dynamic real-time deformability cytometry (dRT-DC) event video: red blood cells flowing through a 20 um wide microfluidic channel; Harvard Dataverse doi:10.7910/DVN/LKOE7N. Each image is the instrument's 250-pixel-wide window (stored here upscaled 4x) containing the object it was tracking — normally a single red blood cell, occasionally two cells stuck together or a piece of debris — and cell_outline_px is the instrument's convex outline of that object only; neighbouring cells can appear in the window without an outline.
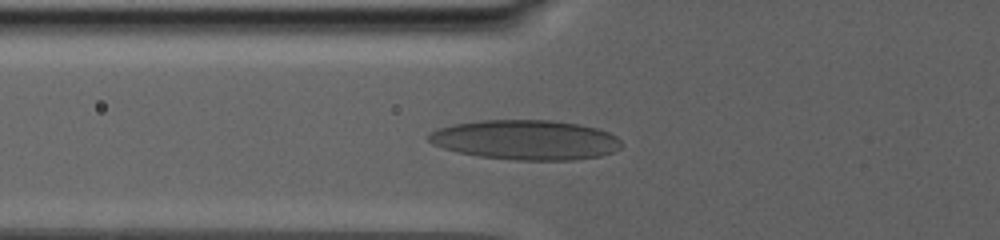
{"species": "human", "species_latin": "Homo sapiens", "temperature_condition": "warm", "stored_images_in_passage": 76, "camera_frame_rate_fps": 3000, "um_per_image_px": 0.085, "donor": {"sex": "male"}, "frame": {"image": 1, "passage_image": 27, "time_ms": 11.0, "image_size_px": [1000, 240], "cell_outline_px": [[624, 144], [620, 148], [612, 152], [600, 156], [572, 160], [512, 160], [480, 156], [460, 152], [444, 148], [432, 144], [428, 140], [428, 136], [432, 132], [440, 128], [452, 124], [480, 120], [552, 120], [580, 124], [600, 128], [616, 136]], "centroid_in_image_um": [44.73, 11.88], "position_along_channel_um": 81.1, "area_um2": 44.8}}
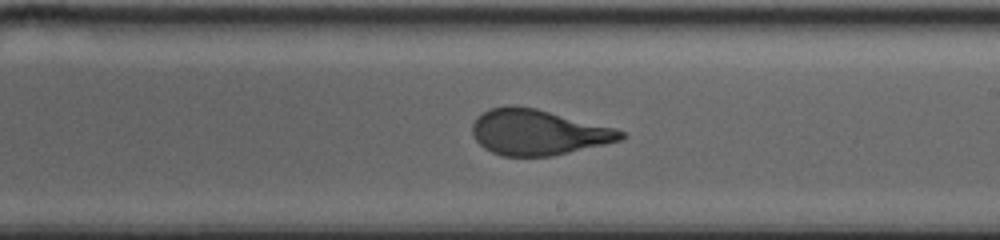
{"frame": {"image": 2, "passage_image": 46, "time_ms": 17.333, "image_size_px": [1000, 240], "cell_outline_px": [[624, 136], [620, 140], [604, 144], [552, 156], [504, 156], [492, 152], [484, 148], [472, 136], [472, 124], [476, 116], [488, 108], [508, 104], [536, 108], [616, 128], [624, 132]], "centroid_in_image_um": [45.67, 11.22], "position_along_channel_um": 243.3, "area_um2": 39.54}}
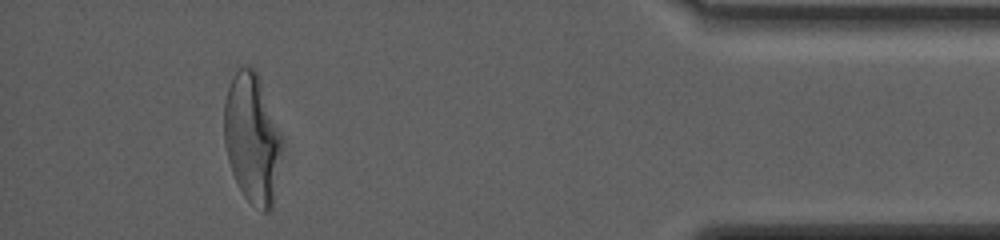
{"frame": {"image": 3, "passage_image": 70, "time_ms": 25.667, "image_size_px": [1000, 240], "cell_outline_px": [[280, 140], [272, 208], [268, 212], [264, 212], [248, 200], [244, 196], [232, 172], [228, 160], [224, 144], [224, 100], [228, 88], [236, 72], [240, 68], [252, 68], [256, 72]], "centroid_in_image_um": [21.34, 11.81], "position_along_channel_um": 413.9, "area_um2": 41.27}, "authors_computed_cell_mechanics": {"area_um2": 41.038, "velocity_mm_per_s": 2.5689, "shape_relaxation_time_tau1_ms": 9.5507, "shape_relaxation_time_tau2_ms": null, "deformation_change_tau1": 0.2644, "deformation_change_tau2": null}}